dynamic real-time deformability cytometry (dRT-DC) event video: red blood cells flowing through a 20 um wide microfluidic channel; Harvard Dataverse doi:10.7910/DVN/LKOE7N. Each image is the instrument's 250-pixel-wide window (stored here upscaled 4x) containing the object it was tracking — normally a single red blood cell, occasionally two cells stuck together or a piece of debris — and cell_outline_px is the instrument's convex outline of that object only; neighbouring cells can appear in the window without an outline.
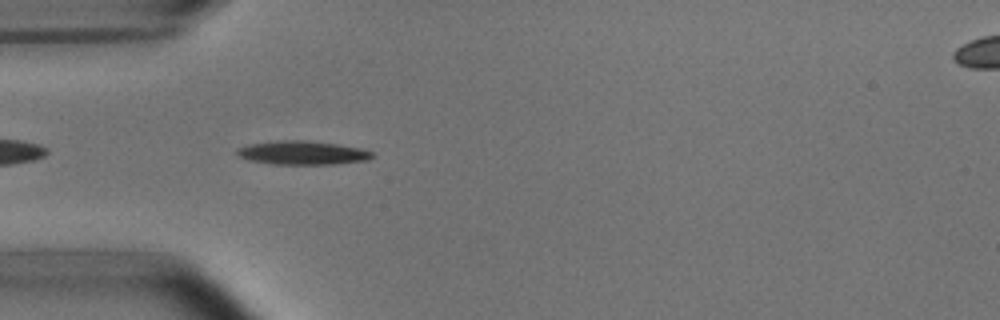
{"species": "common noctule bat (a hibernating species)", "species_latin": "Nyctalus noctula", "temperature_condition": "room temperature", "stored_images_in_passage": 40, "camera_frame_rate_fps": 3000, "um_per_image_px": 0.085, "animal": {"sex": "male", "body_mass_g": 15.6}, "frame": {"image": 1, "passage_image": 3, "time_ms": 0.667, "image_size_px": [1000, 320], "cell_outline_px": [[376, 156], [368, 160], [336, 164], [272, 164], [248, 160], [236, 156], [236, 148], [248, 144], [280, 140], [304, 140], [336, 144], [364, 148], [372, 152]], "centroid_in_image_um": [25.7, 12.99], "position_along_channel_um": 59.3, "area_um2": 18.96}}
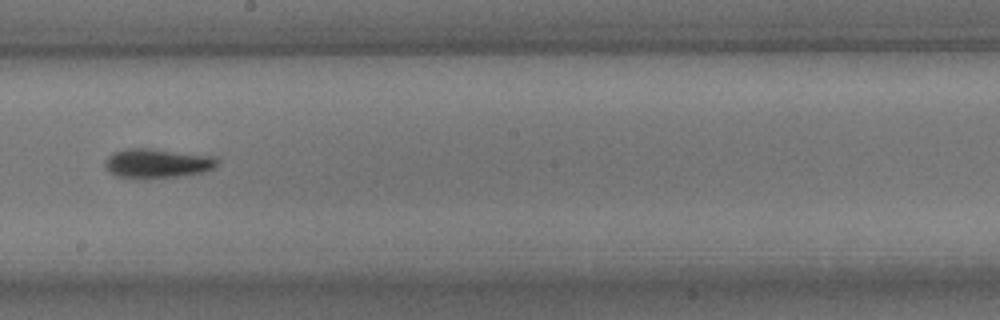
{"frame": {"image": 2, "passage_image": 17, "time_ms": 5.333, "image_size_px": [1000, 320], "cell_outline_px": [[220, 160], [216, 168], [204, 172], [180, 176], [116, 176], [108, 172], [104, 168], [104, 160], [112, 152], [124, 148], [152, 148], [212, 156]], "centroid_in_image_um": [13.36, 13.84], "position_along_channel_um": 234.8, "area_um2": 19.02}}
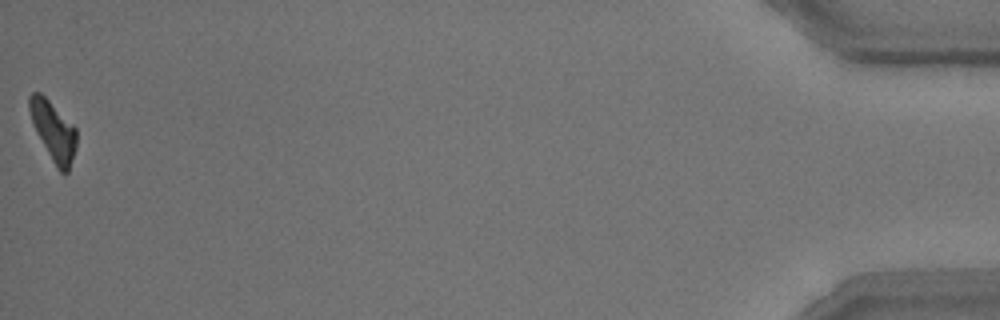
{"frame": {"image": 3, "passage_image": 40, "time_ms": 13.0, "image_size_px": [1000, 320], "cell_outline_px": [[76, 148], [68, 172], [60, 172], [56, 168], [36, 132], [32, 124], [28, 108], [28, 96], [32, 92], [40, 92], [76, 128]], "centroid_in_image_um": [4.51, 11.13], "position_along_channel_um": 430.7, "area_um2": 16.18}, "authors_computed_cell_mechanics": {"area_um2": 17.8024, "velocity_mm_per_s": 3.7976, "shape_relaxation_time_tau1_ms": 2.9527, "shape_relaxation_time_tau2_ms": 6.1434, "deformation_change_tau1": 0.1604, "deformation_change_tau2": 0.1415}}